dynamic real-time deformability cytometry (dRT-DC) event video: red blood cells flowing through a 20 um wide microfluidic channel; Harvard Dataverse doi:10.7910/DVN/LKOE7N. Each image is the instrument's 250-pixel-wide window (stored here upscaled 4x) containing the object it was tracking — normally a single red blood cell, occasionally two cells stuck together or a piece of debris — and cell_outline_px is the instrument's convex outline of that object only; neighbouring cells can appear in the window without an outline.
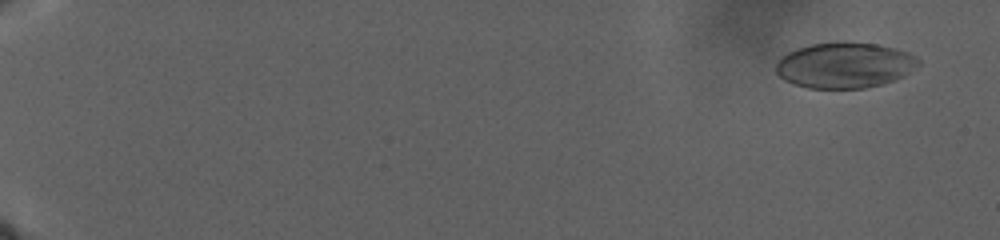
{"species": "human", "species_latin": "Homo sapiens", "temperature_condition": "warm", "stored_images_in_passage": 116, "camera_frame_rate_fps": 3000, "um_per_image_px": 0.085, "donor": {"sex": "male"}, "frame": {"image": 1, "passage_image": 5, "time_ms": 2.333, "image_size_px": [1000, 240], "cell_outline_px": [[920, 64], [904, 76], [884, 84], [864, 88], [808, 88], [784, 80], [776, 72], [776, 64], [780, 56], [796, 48], [812, 44], [876, 44], [896, 48], [908, 52], [916, 56], [920, 60]], "centroid_in_image_um": [71.81, 5.57], "position_along_channel_um": 13.2, "area_um2": 37.45}}
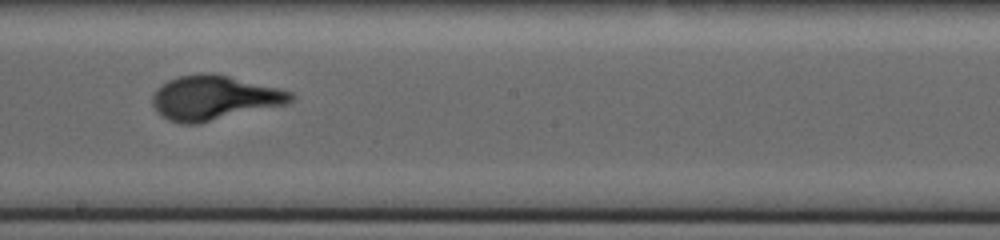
{"frame": {"image": 2, "passage_image": 63, "time_ms": 26.0, "image_size_px": [1000, 240], "cell_outline_px": [[296, 96], [288, 104], [200, 124], [180, 124], [168, 120], [156, 112], [152, 104], [152, 96], [156, 88], [168, 80], [180, 76], [200, 72], [216, 72], [292, 92]], "centroid_in_image_um": [18.19, 8.32], "position_along_channel_um": 230.0, "area_um2": 36.47}}
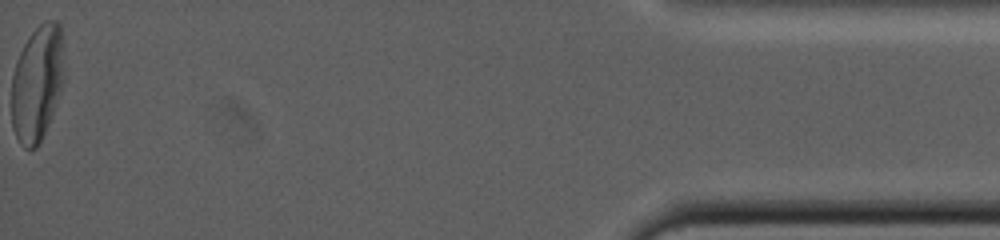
{"frame": {"image": 3, "passage_image": 115, "time_ms": 41.0, "image_size_px": [1000, 240], "cell_outline_px": [[64, 76], [60, 92], [48, 124], [36, 148], [24, 148], [20, 144], [12, 128], [12, 76], [16, 60], [28, 36], [44, 20], [56, 20], [60, 24]], "centroid_in_image_um": [3.14, 7.05], "position_along_channel_um": 432.1, "area_um2": 35.32}}